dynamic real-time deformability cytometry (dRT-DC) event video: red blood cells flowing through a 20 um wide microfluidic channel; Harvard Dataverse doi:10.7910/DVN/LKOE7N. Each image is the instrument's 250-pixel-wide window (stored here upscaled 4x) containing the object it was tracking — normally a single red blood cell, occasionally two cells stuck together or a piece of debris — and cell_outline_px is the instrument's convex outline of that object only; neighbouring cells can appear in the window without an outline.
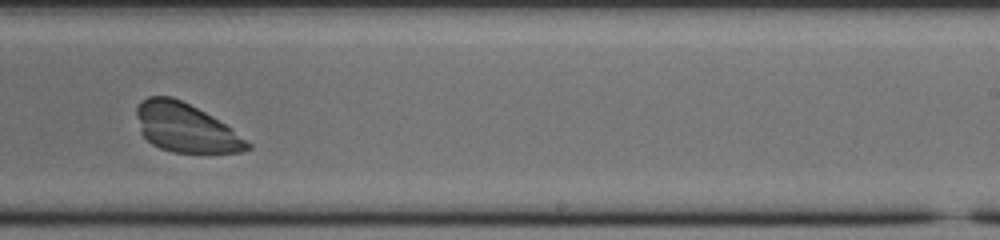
{"species": "common noctule bat (a hibernating species)", "species_latin": "Nyctalus noctula", "temperature_condition": "cold", "stored_images_in_passage": 42, "camera_frame_rate_fps": 3000, "um_per_image_px": 0.085, "animal": {"sex": "male", "body_mass_g": 20.0, "forearm_length_mm": 53.3}, "frame": {"image": 1, "passage_image": 23, "time_ms": 7.333, "image_size_px": [1000, 240], "cell_outline_px": [[252, 148], [240, 152], [172, 152], [160, 148], [152, 144], [140, 132], [136, 116], [136, 108], [140, 100], [148, 96], [172, 96], [212, 116], [232, 128], [252, 144]], "centroid_in_image_um": [15.76, 10.86], "position_along_channel_um": 273.2, "area_um2": 31.44}}
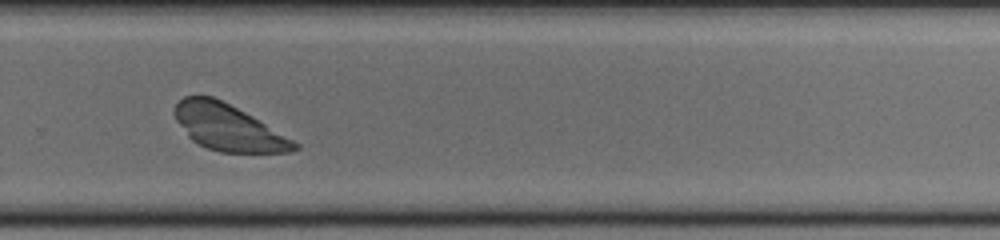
{"frame": {"image": 2, "passage_image": 26, "time_ms": 8.333, "image_size_px": [1000, 240], "cell_outline_px": [[300, 148], [288, 152], [220, 152], [208, 148], [192, 140], [188, 136], [176, 120], [172, 112], [172, 108], [184, 96], [212, 96], [252, 116], [300, 144]], "centroid_in_image_um": [19.36, 10.83], "position_along_channel_um": 310.4, "area_um2": 31.79}}